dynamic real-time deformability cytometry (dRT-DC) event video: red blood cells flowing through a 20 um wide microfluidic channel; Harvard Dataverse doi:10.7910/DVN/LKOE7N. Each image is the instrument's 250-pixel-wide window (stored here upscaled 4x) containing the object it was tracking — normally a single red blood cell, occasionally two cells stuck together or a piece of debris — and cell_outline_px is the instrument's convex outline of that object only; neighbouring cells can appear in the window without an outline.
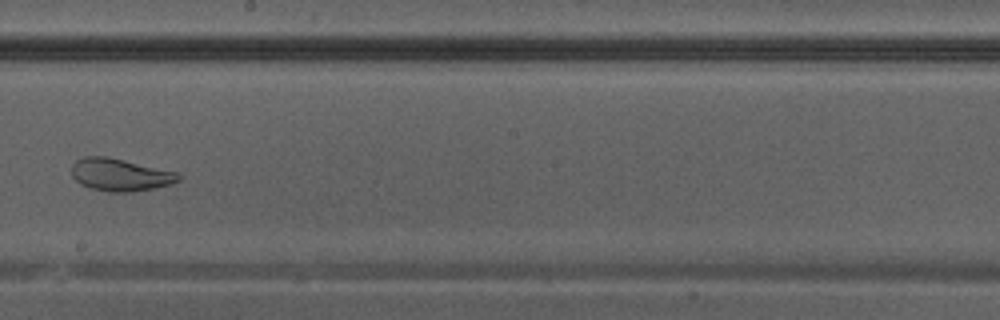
{"species": "Egyptian fruit bat (a non-hibernating species)", "species_latin": "Rousettus aegyptiacus", "temperature_condition": "warm", "stored_images_in_passage": 33, "camera_frame_rate_fps": 3000, "um_per_image_px": 0.085, "animal": {"sex": "male"}, "frame": {"image": 1, "passage_image": 16, "time_ms": 5.0, "image_size_px": [1000, 320], "cell_outline_px": [[180, 180], [172, 184], [132, 192], [108, 192], [92, 188], [80, 184], [72, 176], [72, 164], [76, 160], [84, 156], [108, 156], [180, 172]], "centroid_in_image_um": [10.23, 14.84], "position_along_channel_um": 238.0, "area_um2": 20.46}}
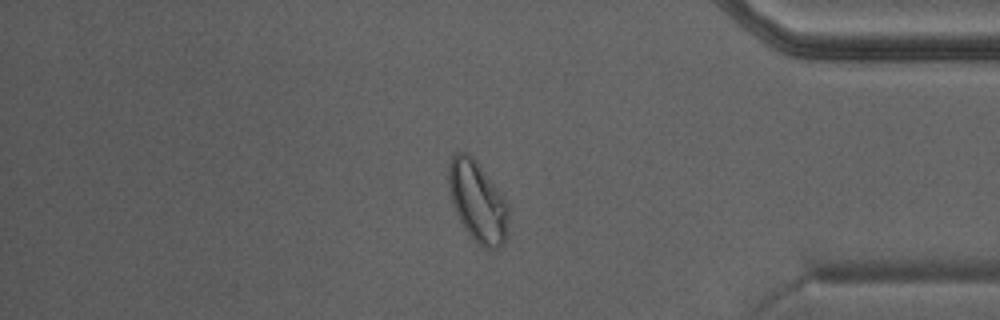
{"frame": {"image": 2, "passage_image": 27, "time_ms": 8.667, "image_size_px": [1000, 320], "cell_outline_px": [[508, 236], [504, 244], [492, 252], [488, 252], [464, 228], [452, 204], [448, 184], [448, 164], [452, 152], [468, 152], [476, 160], [508, 204]], "centroid_in_image_um": [40.6, 17.14], "position_along_channel_um": 394.6, "area_um2": 28.44}}
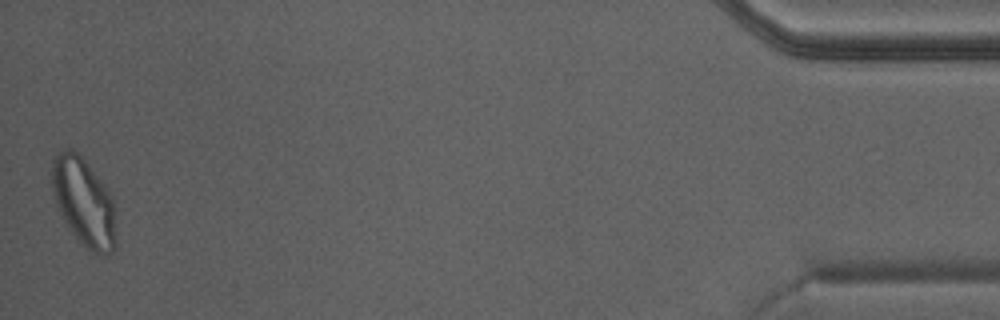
{"frame": {"image": 3, "passage_image": 33, "time_ms": 10.667, "image_size_px": [1000, 320], "cell_outline_px": [[116, 248], [112, 252], [96, 252], [88, 248], [64, 224], [56, 204], [52, 192], [52, 164], [56, 152], [64, 148], [72, 148], [84, 160], [108, 192], [112, 200], [116, 244]], "centroid_in_image_um": [7.07, 17.14], "position_along_channel_um": 428.1, "area_um2": 32.08}}